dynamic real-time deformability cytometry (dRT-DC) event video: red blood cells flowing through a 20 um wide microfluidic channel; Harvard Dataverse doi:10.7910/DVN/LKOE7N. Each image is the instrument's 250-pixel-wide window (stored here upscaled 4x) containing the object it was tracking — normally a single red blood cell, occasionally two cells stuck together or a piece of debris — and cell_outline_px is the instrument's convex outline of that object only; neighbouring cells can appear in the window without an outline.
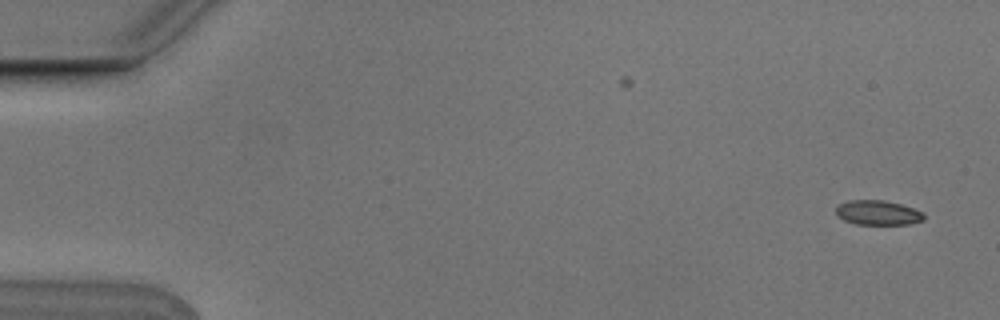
{"species": "Egyptian fruit bat (a non-hibernating species)", "species_latin": "Rousettus aegyptiacus", "temperature_condition": "cold", "stored_images_in_passage": 2, "camera_frame_rate_fps": 3000, "um_per_image_px": 0.085, "animal": {"sex": "male"}, "frame": {"image": 1, "passage_image": 2, "time_ms": 0.333, "image_size_px": [1000, 320], "cell_outline_px": [[924, 220], [908, 224], [856, 224], [844, 220], [836, 216], [836, 208], [840, 204], [848, 200], [884, 200], [900, 204], [924, 212]], "centroid_in_image_um": [74.61, 18.08], "position_along_channel_um": 10.4, "area_um2": 12.6}}